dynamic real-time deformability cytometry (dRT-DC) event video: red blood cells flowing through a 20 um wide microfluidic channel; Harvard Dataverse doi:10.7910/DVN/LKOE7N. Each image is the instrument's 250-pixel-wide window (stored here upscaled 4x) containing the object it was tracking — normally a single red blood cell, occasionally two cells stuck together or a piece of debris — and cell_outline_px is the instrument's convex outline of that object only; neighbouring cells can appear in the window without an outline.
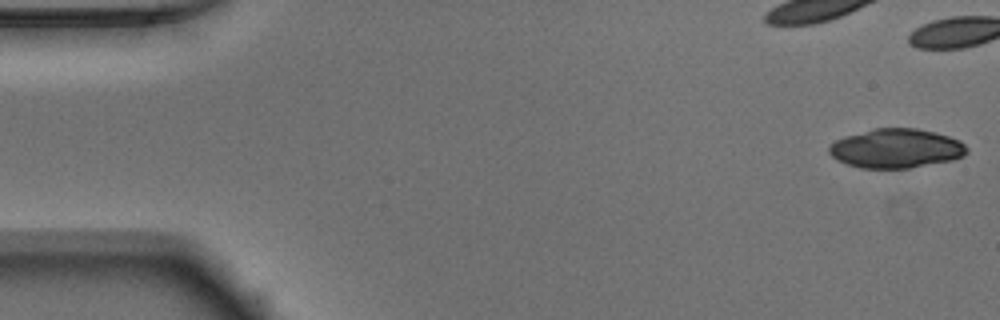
{"species": "Egyptian fruit bat (a non-hibernating species)", "species_latin": "Rousettus aegyptiacus", "temperature_condition": "warm", "stored_images_in_passage": 18, "camera_frame_rate_fps": 3000, "um_per_image_px": 0.085, "animal": {"sex": "male"}, "frame": {"image": 1, "passage_image": 1, "time_ms": 0.0, "image_size_px": [1000, 320], "cell_outline_px": [[968, 152], [964, 156], [952, 160], [908, 168], [860, 168], [836, 160], [828, 152], [828, 148], [836, 140], [844, 136], [872, 128], [916, 128], [936, 132], [960, 140], [968, 148]], "centroid_in_image_um": [76.17, 12.61], "position_along_channel_um": 8.8, "area_um2": 31.62}}